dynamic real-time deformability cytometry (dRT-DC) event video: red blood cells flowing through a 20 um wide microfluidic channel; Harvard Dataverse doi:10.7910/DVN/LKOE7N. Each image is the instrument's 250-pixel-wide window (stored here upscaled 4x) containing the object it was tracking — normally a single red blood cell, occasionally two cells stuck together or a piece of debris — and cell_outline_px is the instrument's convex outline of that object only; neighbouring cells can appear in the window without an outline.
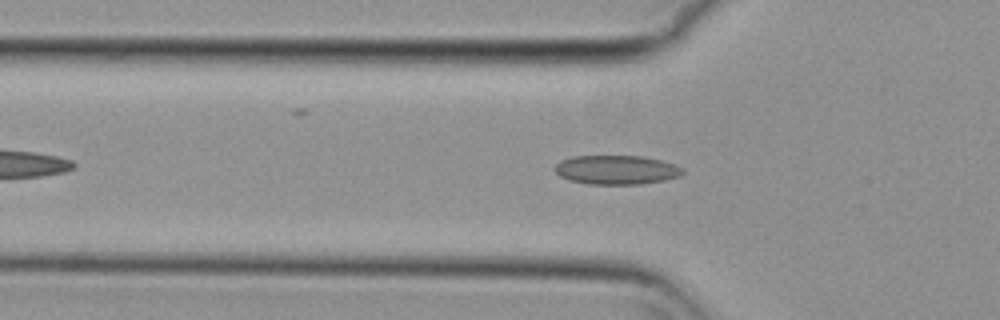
{"species": "common noctule bat (a hibernating species)", "species_latin": "Nyctalus noctula", "temperature_condition": "cold", "stored_images_in_passage": 45, "camera_frame_rate_fps": 3000, "um_per_image_px": 0.085, "animal": {"sex": "female", "body_mass_g": 29.2, "forearm_length_mm": 56.3}, "frame": {"image": 1, "passage_image": 10, "time_ms": 3.0, "image_size_px": [1000, 320], "cell_outline_px": [[684, 172], [680, 176], [664, 180], [640, 184], [588, 184], [568, 180], [560, 176], [556, 172], [556, 164], [560, 160], [572, 156], [644, 156], [676, 164], [684, 168]], "centroid_in_image_um": [52.42, 14.43], "position_along_channel_um": 73.4, "area_um2": 21.79}}
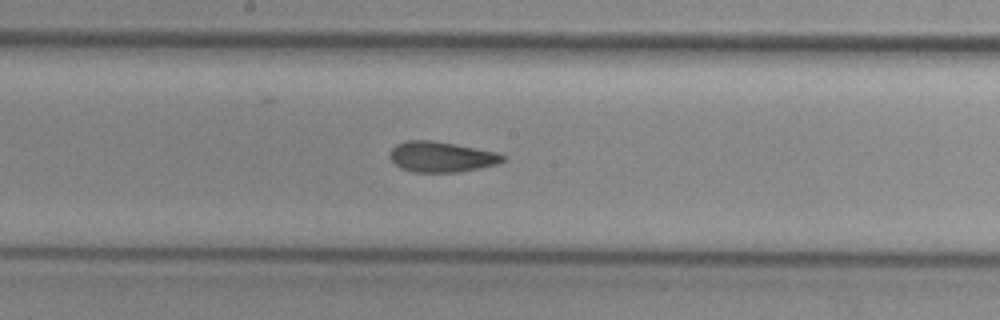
{"frame": {"image": 2, "passage_image": 21, "time_ms": 6.667, "image_size_px": [1000, 320], "cell_outline_px": [[504, 160], [496, 164], [480, 168], [456, 172], [416, 172], [400, 168], [388, 156], [388, 152], [396, 144], [408, 140], [432, 140], [456, 144], [496, 152], [504, 156]], "centroid_in_image_um": [37.47, 13.32], "position_along_channel_um": 210.7, "area_um2": 20.0}}
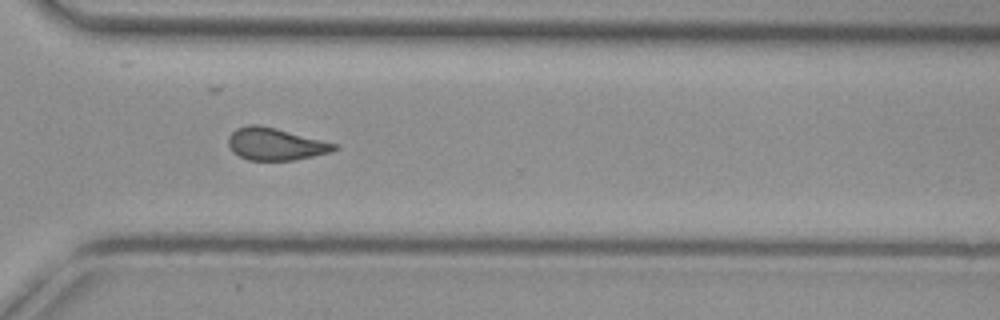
{"frame": {"image": 3, "passage_image": 32, "time_ms": 10.333, "image_size_px": [1000, 320], "cell_outline_px": [[336, 148], [332, 152], [296, 160], [248, 160], [232, 152], [228, 144], [228, 136], [236, 128], [248, 124], [260, 124], [276, 128], [336, 144]], "centroid_in_image_um": [23.36, 12.24], "position_along_channel_um": 347.2, "area_um2": 19.88}, "authors_computed_cell_mechanics": {"area_um2": 20.1144, "velocity_mm_per_s": 3.7302, "shape_relaxation_time_tau1_ms": null, "shape_relaxation_time_tau2_ms": 2.3339, "deformation_change_tau1": null, "deformation_change_tau2": 0.0891}}